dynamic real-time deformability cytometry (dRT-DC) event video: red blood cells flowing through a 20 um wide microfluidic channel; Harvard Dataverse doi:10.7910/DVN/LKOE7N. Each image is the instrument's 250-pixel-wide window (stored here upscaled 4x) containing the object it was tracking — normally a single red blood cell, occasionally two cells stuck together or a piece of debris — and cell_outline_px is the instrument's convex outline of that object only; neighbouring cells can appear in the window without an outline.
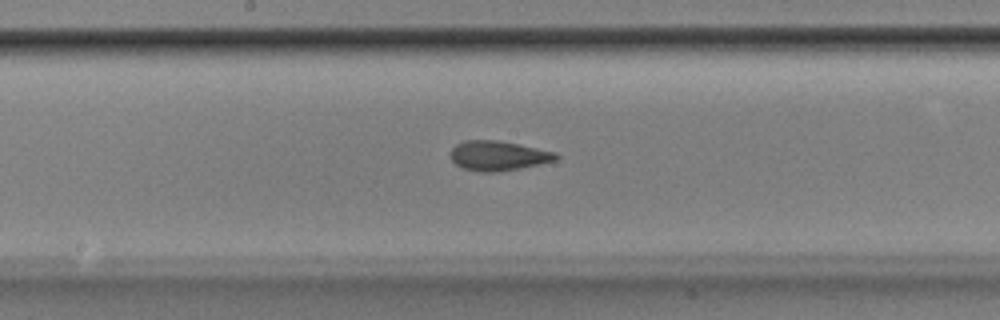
{"species": "Egyptian fruit bat (a non-hibernating species)", "species_latin": "Rousettus aegyptiacus", "temperature_condition": "room temperature", "stored_images_in_passage": 27, "camera_frame_rate_fps": 3000, "um_per_image_px": 0.085, "animal": {"sex": "male"}, "frame": {"image": 1, "passage_image": 11, "time_ms": 3.333, "image_size_px": [1000, 320], "cell_outline_px": [[560, 156], [556, 160], [540, 164], [520, 168], [496, 172], [476, 172], [464, 168], [456, 164], [448, 156], [452, 148], [456, 144], [464, 140], [500, 140], [556, 152]], "centroid_in_image_um": [42.33, 13.23], "position_along_channel_um": 205.9, "area_um2": 18.44}}
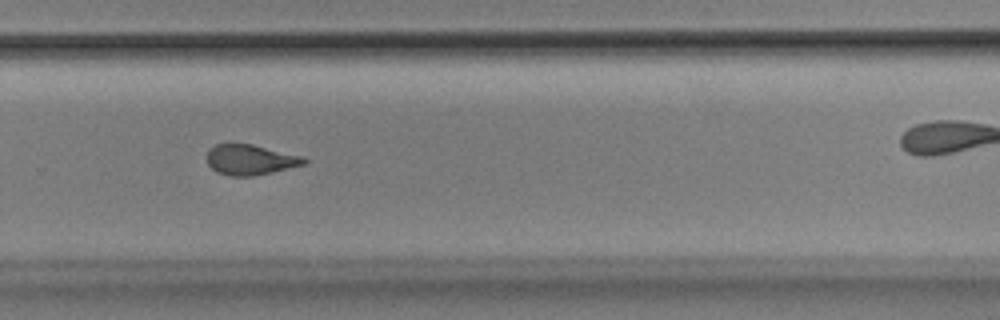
{"frame": {"image": 2, "passage_image": 19, "time_ms": 6.0, "image_size_px": [1000, 320], "cell_outline_px": [[308, 160], [304, 164], [272, 172], [252, 176], [228, 176], [216, 172], [208, 164], [208, 148], [216, 144], [252, 144], [304, 156]], "centroid_in_image_um": [21.27, 13.58], "position_along_channel_um": 308.5, "area_um2": 17.17}}
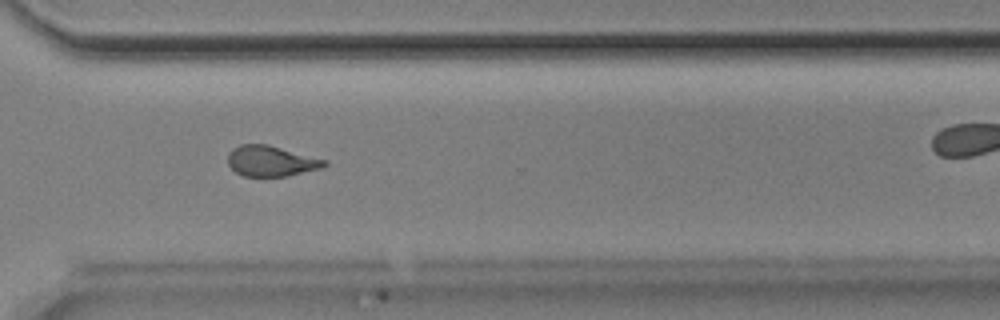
{"frame": {"image": 3, "passage_image": 22, "time_ms": 7.0, "image_size_px": [1000, 320], "cell_outline_px": [[328, 164], [320, 168], [288, 176], [244, 176], [236, 172], [228, 164], [228, 152], [232, 148], [240, 144], [268, 144], [328, 160]], "centroid_in_image_um": [23.04, 13.67], "position_along_channel_um": 347.6, "area_um2": 17.28}}